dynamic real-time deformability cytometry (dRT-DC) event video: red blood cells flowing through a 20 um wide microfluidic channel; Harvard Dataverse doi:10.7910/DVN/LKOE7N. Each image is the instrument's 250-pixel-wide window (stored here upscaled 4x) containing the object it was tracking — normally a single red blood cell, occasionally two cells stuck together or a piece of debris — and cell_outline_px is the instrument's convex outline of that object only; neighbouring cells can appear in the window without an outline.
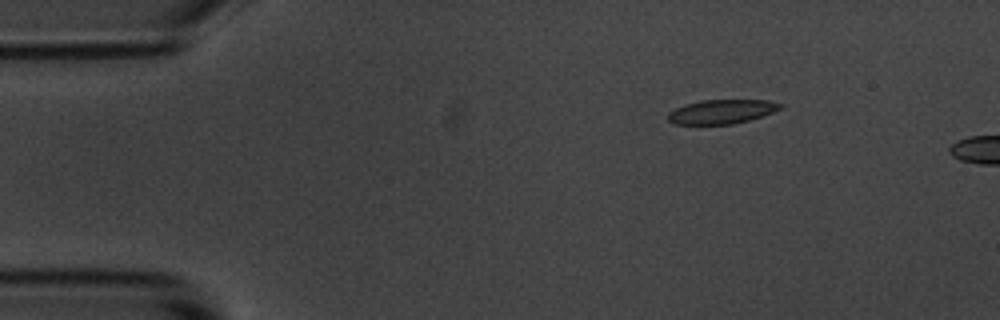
{"species": "common noctule bat (a hibernating species)", "species_latin": "Nyctalus noctula", "temperature_condition": "room temperature", "stored_images_in_passage": 4, "camera_frame_rate_fps": 3000, "um_per_image_px": 0.085, "animal": {"sex": "male", "body_mass_g": 20.1, "forearm_length_mm": 53.5}, "frame": {"image": 1, "passage_image": 3, "time_ms": 2.333, "image_size_px": [1000, 320], "cell_outline_px": [[784, 104], [780, 108], [772, 112], [748, 120], [732, 124], [672, 124], [668, 120], [668, 112], [684, 104], [700, 100], [768, 100]], "centroid_in_image_um": [61.3, 9.48], "position_along_channel_um": 23.7, "area_um2": 15.72}}